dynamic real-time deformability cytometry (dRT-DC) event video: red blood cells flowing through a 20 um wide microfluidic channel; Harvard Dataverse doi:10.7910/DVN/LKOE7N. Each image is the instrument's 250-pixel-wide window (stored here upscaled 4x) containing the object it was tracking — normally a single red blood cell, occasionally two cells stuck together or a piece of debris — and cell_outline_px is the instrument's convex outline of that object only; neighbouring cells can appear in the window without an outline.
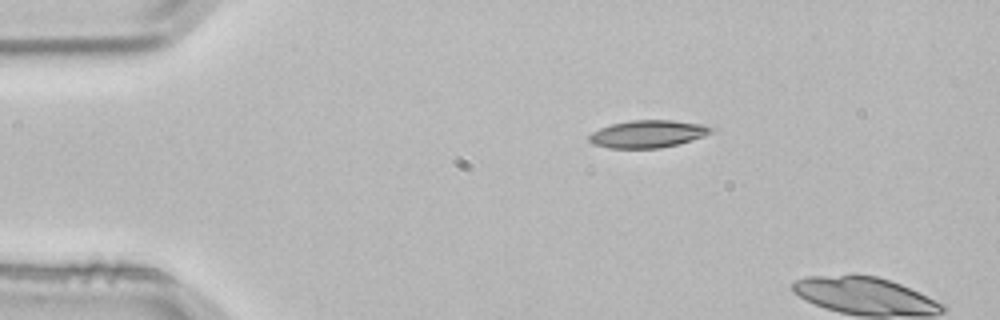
{"species": "common noctule bat (a hibernating species)", "species_latin": "Nyctalus noctula", "temperature_condition": "room temperature", "stored_images_in_passage": 2, "camera_frame_rate_fps": 3000, "um_per_image_px": 0.085, "animal": {"sex": "male", "body_mass_g": 21.5, "forearm_length_mm": 52.0}, "frame": {"image": 1, "passage_image": 1, "time_ms": 0.0, "image_size_px": [1000, 320], "cell_outline_px": [[716, 128], [712, 132], [704, 136], [692, 140], [660, 148], [608, 148], [592, 144], [588, 140], [588, 136], [592, 132], [600, 128], [612, 124], [632, 120], [672, 120], [704, 124]], "centroid_in_image_um": [55.07, 11.38], "position_along_channel_um": 29.9, "area_um2": 19.59}}